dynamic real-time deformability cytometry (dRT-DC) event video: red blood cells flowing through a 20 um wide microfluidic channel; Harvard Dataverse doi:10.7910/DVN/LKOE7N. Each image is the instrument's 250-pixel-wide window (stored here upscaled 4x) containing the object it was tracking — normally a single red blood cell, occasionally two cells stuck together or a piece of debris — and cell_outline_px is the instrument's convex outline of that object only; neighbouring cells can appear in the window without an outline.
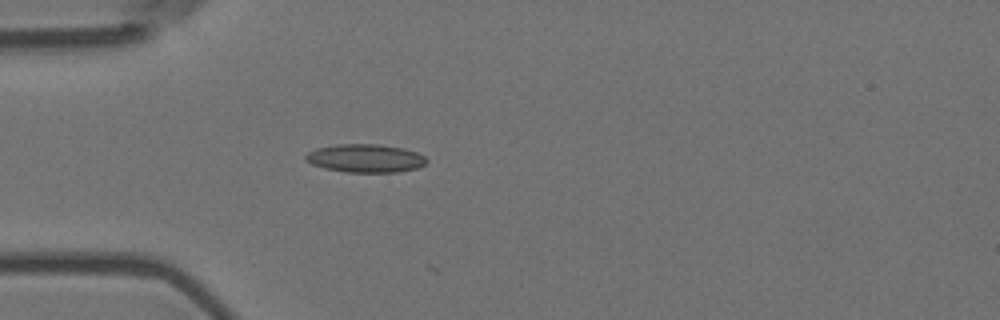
{"species": "Egyptian fruit bat (a non-hibernating species)", "species_latin": "Rousettus aegyptiacus", "temperature_condition": "room temperature", "stored_images_in_passage": 1, "camera_frame_rate_fps": 3000, "um_per_image_px": 0.085, "animal": {"sex": "female"}, "frame": {"image": 1, "passage_image": 1, "time_ms": 0.0, "image_size_px": [1000, 320], "cell_outline_px": [[428, 160], [424, 164], [416, 168], [396, 172], [344, 172], [324, 168], [312, 164], [304, 160], [304, 156], [308, 152], [316, 148], [336, 144], [380, 144], [404, 148], [416, 152], [424, 156]], "centroid_in_image_um": [31.02, 13.45], "position_along_channel_um": 54.0, "area_um2": 20.0}}